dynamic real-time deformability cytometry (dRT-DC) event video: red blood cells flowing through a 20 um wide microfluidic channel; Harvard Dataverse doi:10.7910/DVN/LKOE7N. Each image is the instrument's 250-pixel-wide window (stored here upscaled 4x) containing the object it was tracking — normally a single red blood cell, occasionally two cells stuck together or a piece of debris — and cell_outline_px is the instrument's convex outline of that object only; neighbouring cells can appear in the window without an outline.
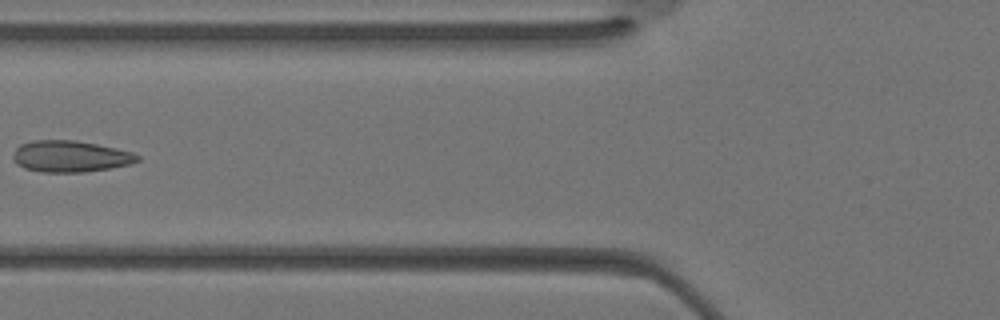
{"species": "Egyptian fruit bat (a non-hibernating species)", "species_latin": "Rousettus aegyptiacus", "temperature_condition": "warm", "stored_images_in_passage": 28, "segment_of_instrument_passage": [1, 2], "camera_frame_rate_fps": 3000, "um_per_image_px": 0.085, "animal": {"sex": "female"}, "frame": {"image": 1, "passage_image": 6, "time_ms": 1.667, "image_size_px": [1000, 320], "cell_outline_px": [[140, 160], [128, 164], [108, 168], [84, 172], [40, 172], [24, 168], [16, 164], [12, 156], [16, 148], [20, 144], [32, 140], [76, 140], [116, 148], [132, 152], [140, 156]], "centroid_in_image_um": [5.94, 13.28], "position_along_channel_um": 119.9, "area_um2": 22.77}}
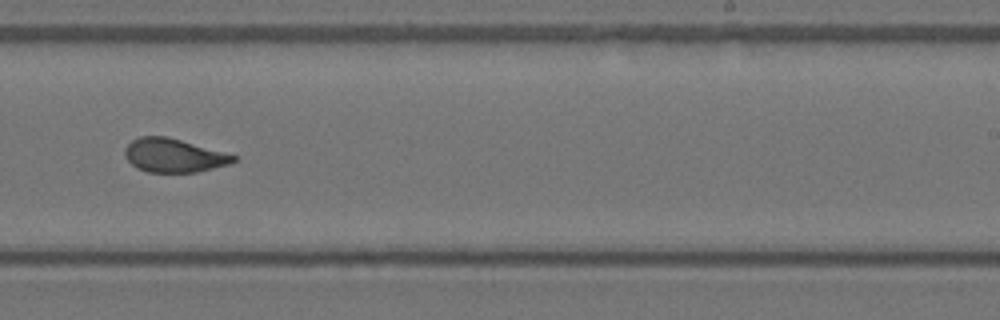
{"frame": {"image": 2, "passage_image": 14, "time_ms": 4.333, "image_size_px": [1000, 320], "cell_outline_px": [[236, 160], [228, 164], [196, 172], [148, 172], [136, 168], [124, 156], [124, 148], [132, 140], [140, 136], [168, 136], [236, 156]], "centroid_in_image_um": [14.71, 13.21], "position_along_channel_um": 274.3, "area_um2": 21.1}}
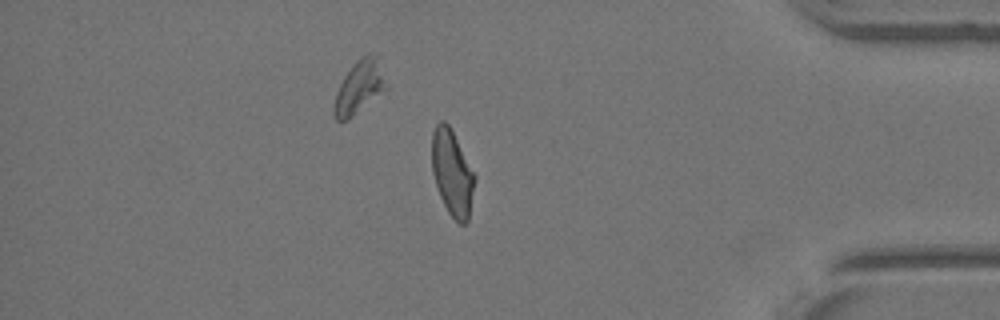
{"frame": {"image": 3, "passage_image": 22, "time_ms": 7.0, "image_size_px": [1000, 320], "cell_outline_px": [[476, 176], [468, 220], [464, 224], [460, 224], [448, 212], [440, 196], [432, 172], [432, 132], [436, 124], [440, 120], [444, 120], [448, 124]], "centroid_in_image_um": [38.43, 14.69], "position_along_channel_um": 396.8, "area_um2": 21.1}}